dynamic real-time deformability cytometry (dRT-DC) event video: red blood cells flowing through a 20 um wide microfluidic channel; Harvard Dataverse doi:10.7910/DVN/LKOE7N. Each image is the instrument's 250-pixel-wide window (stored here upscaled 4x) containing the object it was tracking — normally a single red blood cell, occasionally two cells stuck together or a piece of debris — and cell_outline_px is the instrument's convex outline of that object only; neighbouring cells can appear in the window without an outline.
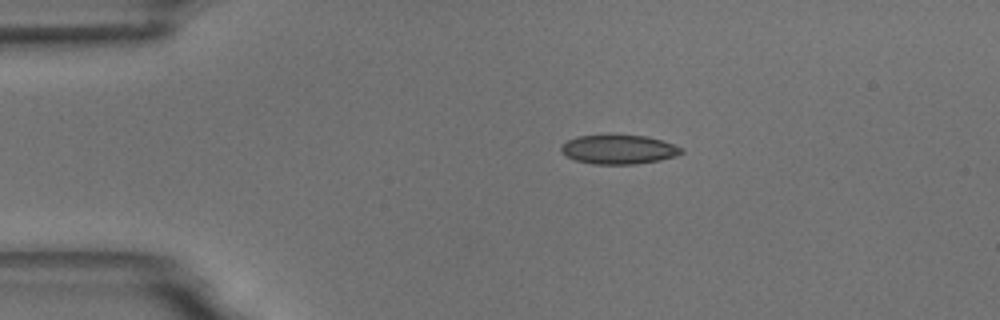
{"species": "common noctule bat (a hibernating species)", "species_latin": "Nyctalus noctula", "temperature_condition": "room temperature", "stored_images_in_passage": 45, "camera_frame_rate_fps": 3000, "um_per_image_px": 0.085, "animal": {"sex": "male", "body_mass_g": 18.8}, "frame": {"image": 1, "passage_image": 1, "time_ms": 0.0, "image_size_px": [1000, 320], "cell_outline_px": [[684, 152], [676, 156], [660, 160], [636, 164], [596, 164], [576, 160], [560, 152], [560, 148], [568, 140], [576, 136], [644, 136], [660, 140], [684, 148]], "centroid_in_image_um": [52.61, 12.72], "position_along_channel_um": 32.4, "area_um2": 20.06}}
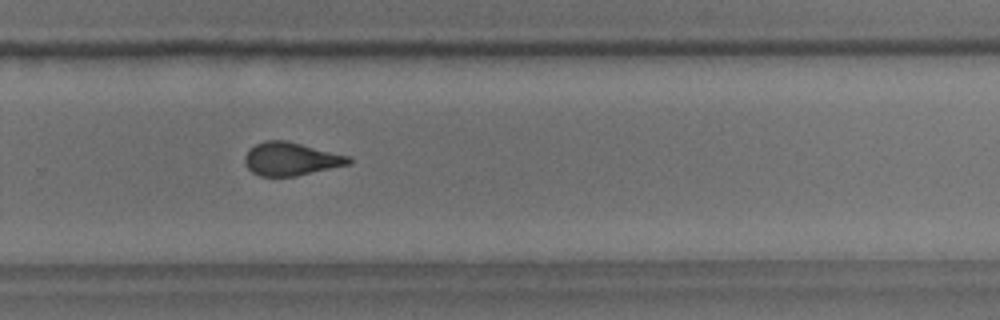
{"frame": {"image": 2, "passage_image": 27, "time_ms": 8.667, "image_size_px": [1000, 320], "cell_outline_px": [[352, 160], [348, 164], [296, 176], [260, 176], [252, 172], [244, 164], [244, 156], [256, 144], [264, 140], [284, 140], [352, 156]], "centroid_in_image_um": [24.72, 13.51], "position_along_channel_um": 305.1, "area_um2": 19.94}}
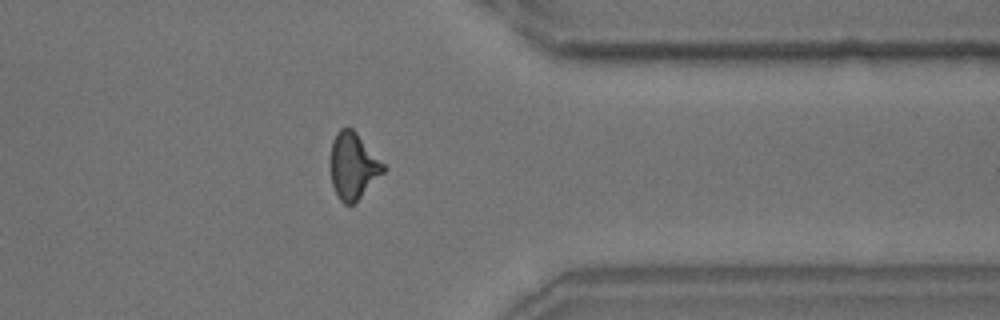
{"frame": {"image": 3, "passage_image": 34, "time_ms": 11.0, "image_size_px": [1000, 320], "cell_outline_px": [[388, 168], [352, 204], [344, 204], [340, 200], [332, 184], [332, 140], [336, 132], [340, 128], [352, 128], [356, 132]], "centroid_in_image_um": [30.04, 14.07], "position_along_channel_um": 381.4, "area_um2": 19.88}, "authors_computed_cell_mechanics": {"area_um2": 20.4612, "velocity_mm_per_s": 3.6559, "shape_relaxation_time_tau1_ms": 6.7627, "shape_relaxation_time_tau2_ms": 1.524, "deformation_change_tau1": 0.1677, "deformation_change_tau2": 0.0812}}